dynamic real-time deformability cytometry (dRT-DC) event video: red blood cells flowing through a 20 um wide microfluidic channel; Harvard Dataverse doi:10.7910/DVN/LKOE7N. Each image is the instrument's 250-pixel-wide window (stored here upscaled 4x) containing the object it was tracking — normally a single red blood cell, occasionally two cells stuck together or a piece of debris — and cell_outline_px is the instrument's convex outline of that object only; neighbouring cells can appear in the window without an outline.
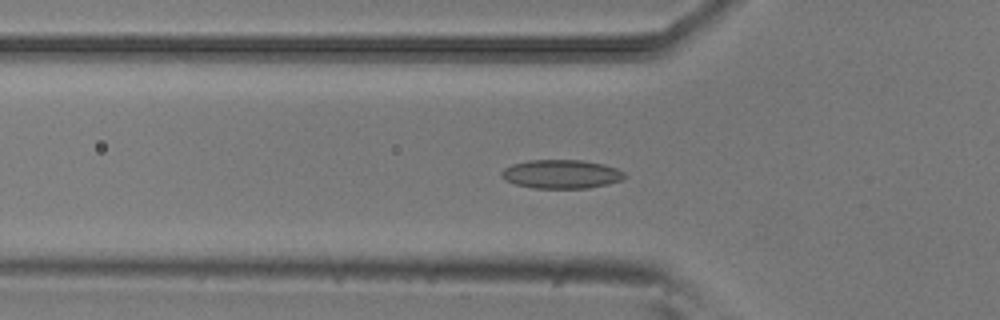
{"species": "common noctule bat (a hibernating species)", "species_latin": "Nyctalus noctula", "temperature_condition": "room temperature", "stored_images_in_passage": 29, "camera_frame_rate_fps": 3000, "um_per_image_px": 0.085, "animal": {"sex": "male", "body_mass_g": 20.5, "forearm_length_mm": 52.5}, "frame": {"image": 1, "passage_image": 9, "time_ms": 2.667, "image_size_px": [1000, 320], "cell_outline_px": [[628, 176], [620, 180], [608, 184], [588, 188], [532, 188], [516, 184], [504, 180], [500, 176], [500, 172], [504, 168], [512, 164], [528, 160], [580, 160], [604, 164], [616, 168], [624, 172]], "centroid_in_image_um": [47.69, 14.8], "position_along_channel_um": 78.1, "area_um2": 20.75}}
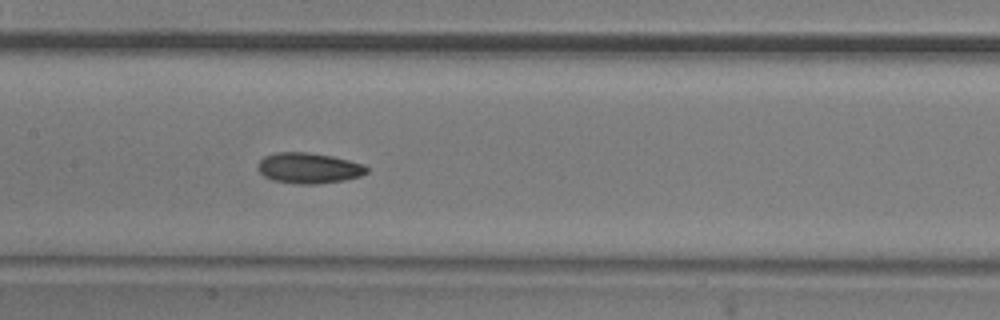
{"frame": {"image": 2, "passage_image": 17, "time_ms": 5.333, "image_size_px": [1000, 320], "cell_outline_px": [[368, 172], [360, 176], [344, 180], [316, 184], [300, 184], [272, 180], [264, 176], [256, 168], [256, 164], [264, 156], [276, 152], [308, 152], [332, 156], [364, 164], [368, 168]], "centroid_in_image_um": [26.22, 14.28], "position_along_channel_um": 181.2, "area_um2": 19.54}}
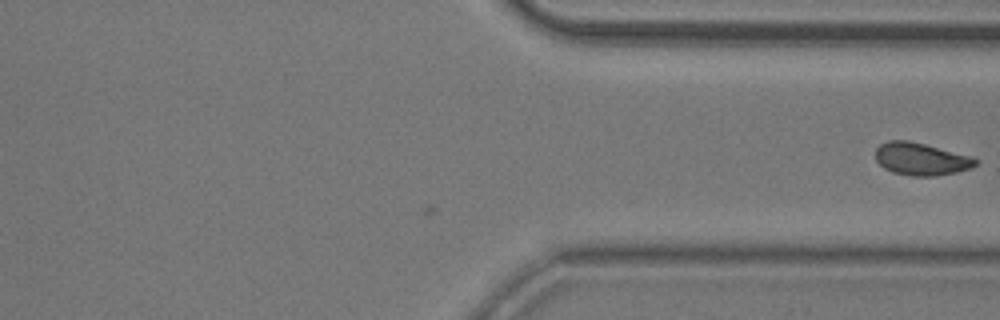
{"frame": {"image": 3, "passage_image": 29, "time_ms": 9.333, "image_size_px": [1000, 320], "cell_outline_px": [[976, 164], [972, 168], [956, 172], [936, 176], [912, 176], [892, 172], [884, 168], [876, 160], [876, 148], [880, 144], [888, 140], [908, 140], [972, 156], [976, 160]], "centroid_in_image_um": [78.27, 13.52], "position_along_channel_um": 333.1, "area_um2": 18.9}}